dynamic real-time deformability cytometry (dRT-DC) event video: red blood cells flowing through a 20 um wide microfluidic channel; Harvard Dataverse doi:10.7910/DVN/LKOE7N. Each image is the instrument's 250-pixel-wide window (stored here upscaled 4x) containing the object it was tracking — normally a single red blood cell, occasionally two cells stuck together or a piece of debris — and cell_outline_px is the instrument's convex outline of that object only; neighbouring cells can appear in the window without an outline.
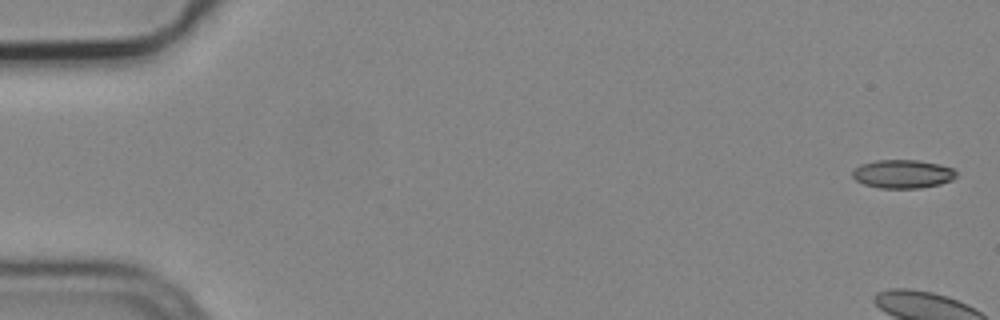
{"species": "common noctule bat (a hibernating species)", "species_latin": "Nyctalus noctula", "temperature_condition": "cold", "stored_images_in_passage": 6, "camera_frame_rate_fps": 3000, "um_per_image_px": 0.085, "animal": {"sex": "male", "body_mass_g": 19.2, "forearm_length_mm": 51.8}, "frame": {"image": 1, "passage_image": 1, "time_ms": 0.0, "image_size_px": [1000, 320], "cell_outline_px": [[956, 176], [952, 180], [940, 184], [920, 188], [880, 188], [864, 184], [856, 180], [852, 176], [852, 172], [860, 164], [876, 160], [916, 160], [940, 164], [952, 168], [956, 172]], "centroid_in_image_um": [76.73, 14.78], "position_along_channel_um": 8.3, "area_um2": 17.22}}
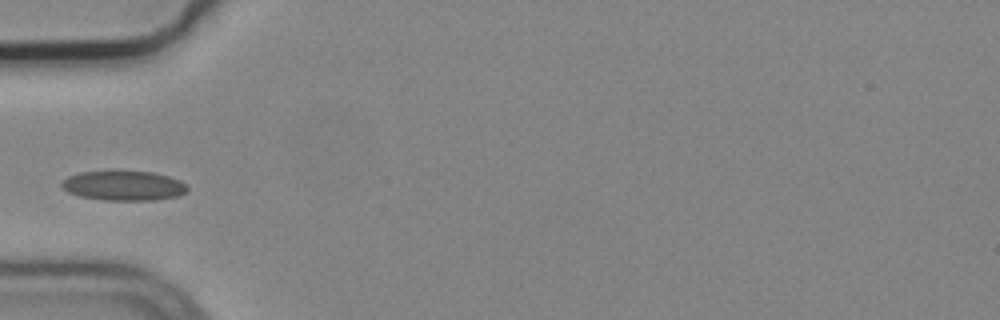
{"frame": {"image": 2, "passage_image": 5, "time_ms": 1.333, "image_size_px": [1000, 320], "cell_outline_px": [[188, 188], [184, 192], [176, 196], [152, 200], [104, 200], [80, 196], [68, 192], [60, 184], [68, 176], [80, 172], [116, 168], [152, 172], [168, 176], [180, 180], [188, 184]], "centroid_in_image_um": [10.49, 15.73], "position_along_channel_um": 74.5, "area_um2": 22.43}}
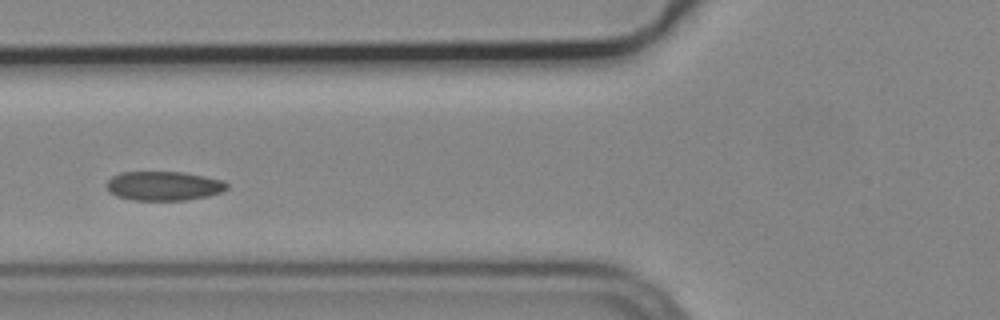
{"frame": {"image": 3, "passage_image": 6, "time_ms": 1.667, "image_size_px": [1000, 320], "cell_outline_px": [[228, 188], [220, 192], [208, 196], [184, 200], [132, 200], [116, 196], [104, 184], [112, 176], [120, 172], [184, 172], [224, 180], [228, 184]], "centroid_in_image_um": [13.92, 15.79], "position_along_channel_um": 111.9, "area_um2": 20.52}}